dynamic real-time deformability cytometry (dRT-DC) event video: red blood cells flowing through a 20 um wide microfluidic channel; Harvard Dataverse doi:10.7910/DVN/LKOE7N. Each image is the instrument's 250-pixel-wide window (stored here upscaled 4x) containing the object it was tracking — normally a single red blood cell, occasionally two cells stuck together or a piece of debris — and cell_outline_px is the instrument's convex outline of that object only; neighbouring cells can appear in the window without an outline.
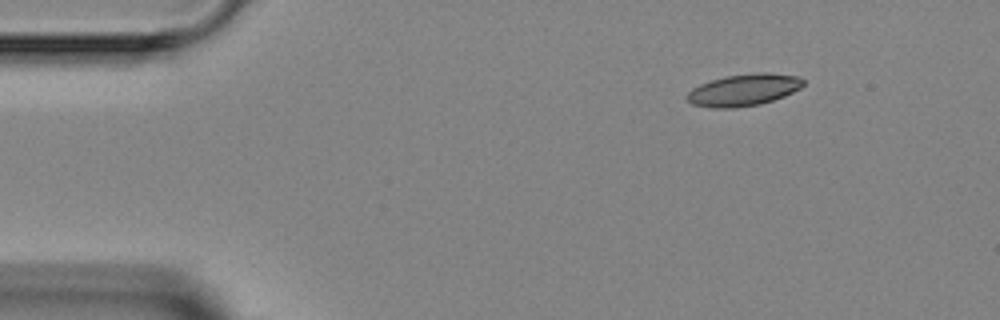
{"species": "Egyptian fruit bat (a non-hibernating species)", "species_latin": "Rousettus aegyptiacus", "temperature_condition": "room temperature", "stored_images_in_passage": 3, "camera_frame_rate_fps": 3000, "um_per_image_px": 0.085, "animal": {"sex": "female"}, "frame": {"image": 1, "passage_image": 1, "time_ms": 0.0, "image_size_px": [1000, 320], "cell_outline_px": [[804, 84], [800, 88], [784, 96], [760, 104], [736, 108], [712, 108], [692, 104], [688, 100], [688, 92], [692, 88], [700, 84], [724, 76], [756, 72], [768, 72], [800, 76], [804, 80]], "centroid_in_image_um": [63.24, 7.63], "position_along_channel_um": 21.8, "area_um2": 21.68}}